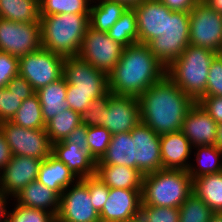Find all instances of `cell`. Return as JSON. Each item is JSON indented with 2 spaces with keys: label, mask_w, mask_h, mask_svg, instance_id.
<instances>
[{
  "label": "cell",
  "mask_w": 222,
  "mask_h": 222,
  "mask_svg": "<svg viewBox=\"0 0 222 222\" xmlns=\"http://www.w3.org/2000/svg\"><path fill=\"white\" fill-rule=\"evenodd\" d=\"M93 99H91V94H82V93H67L66 94V103L69 105V108L78 112H84Z\"/></svg>",
  "instance_id": "46"
},
{
  "label": "cell",
  "mask_w": 222,
  "mask_h": 222,
  "mask_svg": "<svg viewBox=\"0 0 222 222\" xmlns=\"http://www.w3.org/2000/svg\"><path fill=\"white\" fill-rule=\"evenodd\" d=\"M19 75V58L12 54L0 51V88Z\"/></svg>",
  "instance_id": "43"
},
{
  "label": "cell",
  "mask_w": 222,
  "mask_h": 222,
  "mask_svg": "<svg viewBox=\"0 0 222 222\" xmlns=\"http://www.w3.org/2000/svg\"><path fill=\"white\" fill-rule=\"evenodd\" d=\"M112 139L109 130L102 126L87 127V144L90 156L97 162L106 153Z\"/></svg>",
  "instance_id": "36"
},
{
  "label": "cell",
  "mask_w": 222,
  "mask_h": 222,
  "mask_svg": "<svg viewBox=\"0 0 222 222\" xmlns=\"http://www.w3.org/2000/svg\"><path fill=\"white\" fill-rule=\"evenodd\" d=\"M218 53L189 44L167 68L166 75L195 102L206 96L209 68Z\"/></svg>",
  "instance_id": "4"
},
{
  "label": "cell",
  "mask_w": 222,
  "mask_h": 222,
  "mask_svg": "<svg viewBox=\"0 0 222 222\" xmlns=\"http://www.w3.org/2000/svg\"><path fill=\"white\" fill-rule=\"evenodd\" d=\"M62 143H72L76 146H88L87 144V126L80 124L74 128Z\"/></svg>",
  "instance_id": "47"
},
{
  "label": "cell",
  "mask_w": 222,
  "mask_h": 222,
  "mask_svg": "<svg viewBox=\"0 0 222 222\" xmlns=\"http://www.w3.org/2000/svg\"><path fill=\"white\" fill-rule=\"evenodd\" d=\"M14 203L28 208L45 210L55 217L59 213L60 196L38 181L30 182L13 197Z\"/></svg>",
  "instance_id": "22"
},
{
  "label": "cell",
  "mask_w": 222,
  "mask_h": 222,
  "mask_svg": "<svg viewBox=\"0 0 222 222\" xmlns=\"http://www.w3.org/2000/svg\"><path fill=\"white\" fill-rule=\"evenodd\" d=\"M218 124L196 102L186 113L181 131L192 147L216 145Z\"/></svg>",
  "instance_id": "19"
},
{
  "label": "cell",
  "mask_w": 222,
  "mask_h": 222,
  "mask_svg": "<svg viewBox=\"0 0 222 222\" xmlns=\"http://www.w3.org/2000/svg\"><path fill=\"white\" fill-rule=\"evenodd\" d=\"M51 154L62 161L78 179L95 175L96 161L89 154L88 146L56 142Z\"/></svg>",
  "instance_id": "21"
},
{
  "label": "cell",
  "mask_w": 222,
  "mask_h": 222,
  "mask_svg": "<svg viewBox=\"0 0 222 222\" xmlns=\"http://www.w3.org/2000/svg\"><path fill=\"white\" fill-rule=\"evenodd\" d=\"M141 122L138 98L112 95L104 110L103 124L111 134L130 132Z\"/></svg>",
  "instance_id": "15"
},
{
  "label": "cell",
  "mask_w": 222,
  "mask_h": 222,
  "mask_svg": "<svg viewBox=\"0 0 222 222\" xmlns=\"http://www.w3.org/2000/svg\"><path fill=\"white\" fill-rule=\"evenodd\" d=\"M209 222H222V212H213Z\"/></svg>",
  "instance_id": "54"
},
{
  "label": "cell",
  "mask_w": 222,
  "mask_h": 222,
  "mask_svg": "<svg viewBox=\"0 0 222 222\" xmlns=\"http://www.w3.org/2000/svg\"><path fill=\"white\" fill-rule=\"evenodd\" d=\"M0 129L12 155L44 160L51 154L52 144L45 129L23 128L10 121L0 123Z\"/></svg>",
  "instance_id": "11"
},
{
  "label": "cell",
  "mask_w": 222,
  "mask_h": 222,
  "mask_svg": "<svg viewBox=\"0 0 222 222\" xmlns=\"http://www.w3.org/2000/svg\"><path fill=\"white\" fill-rule=\"evenodd\" d=\"M123 48L107 32L97 31L89 26L77 56L108 75L120 60Z\"/></svg>",
  "instance_id": "10"
},
{
  "label": "cell",
  "mask_w": 222,
  "mask_h": 222,
  "mask_svg": "<svg viewBox=\"0 0 222 222\" xmlns=\"http://www.w3.org/2000/svg\"><path fill=\"white\" fill-rule=\"evenodd\" d=\"M67 82L64 77L36 91L45 124L57 114L69 108L66 103Z\"/></svg>",
  "instance_id": "25"
},
{
  "label": "cell",
  "mask_w": 222,
  "mask_h": 222,
  "mask_svg": "<svg viewBox=\"0 0 222 222\" xmlns=\"http://www.w3.org/2000/svg\"><path fill=\"white\" fill-rule=\"evenodd\" d=\"M0 18L18 23H40L39 0H0Z\"/></svg>",
  "instance_id": "30"
},
{
  "label": "cell",
  "mask_w": 222,
  "mask_h": 222,
  "mask_svg": "<svg viewBox=\"0 0 222 222\" xmlns=\"http://www.w3.org/2000/svg\"><path fill=\"white\" fill-rule=\"evenodd\" d=\"M42 161L38 158L13 155L0 172V192L13 198L30 182L37 181Z\"/></svg>",
  "instance_id": "16"
},
{
  "label": "cell",
  "mask_w": 222,
  "mask_h": 222,
  "mask_svg": "<svg viewBox=\"0 0 222 222\" xmlns=\"http://www.w3.org/2000/svg\"><path fill=\"white\" fill-rule=\"evenodd\" d=\"M10 122L23 128L45 129L46 124L42 116L41 104L36 93L23 100L20 108Z\"/></svg>",
  "instance_id": "31"
},
{
  "label": "cell",
  "mask_w": 222,
  "mask_h": 222,
  "mask_svg": "<svg viewBox=\"0 0 222 222\" xmlns=\"http://www.w3.org/2000/svg\"><path fill=\"white\" fill-rule=\"evenodd\" d=\"M137 17L138 43L148 44L151 40L164 34L167 17L170 13L159 0H144L134 6Z\"/></svg>",
  "instance_id": "17"
},
{
  "label": "cell",
  "mask_w": 222,
  "mask_h": 222,
  "mask_svg": "<svg viewBox=\"0 0 222 222\" xmlns=\"http://www.w3.org/2000/svg\"><path fill=\"white\" fill-rule=\"evenodd\" d=\"M8 198L12 200L10 196L0 192V222H7L9 210L7 211L6 206L8 205Z\"/></svg>",
  "instance_id": "50"
},
{
  "label": "cell",
  "mask_w": 222,
  "mask_h": 222,
  "mask_svg": "<svg viewBox=\"0 0 222 222\" xmlns=\"http://www.w3.org/2000/svg\"><path fill=\"white\" fill-rule=\"evenodd\" d=\"M114 1H117L125 5L127 8H133L134 6H137L139 3H141L144 0H114Z\"/></svg>",
  "instance_id": "52"
},
{
  "label": "cell",
  "mask_w": 222,
  "mask_h": 222,
  "mask_svg": "<svg viewBox=\"0 0 222 222\" xmlns=\"http://www.w3.org/2000/svg\"><path fill=\"white\" fill-rule=\"evenodd\" d=\"M112 95L113 93L108 91L103 96L92 100L87 109L80 113V124L87 127L101 126L103 124L104 110Z\"/></svg>",
  "instance_id": "38"
},
{
  "label": "cell",
  "mask_w": 222,
  "mask_h": 222,
  "mask_svg": "<svg viewBox=\"0 0 222 222\" xmlns=\"http://www.w3.org/2000/svg\"><path fill=\"white\" fill-rule=\"evenodd\" d=\"M193 149L196 150V152H193L194 158H196L193 161H196L197 164L191 162L187 170L192 180L202 175L222 172V150L216 145L196 146Z\"/></svg>",
  "instance_id": "29"
},
{
  "label": "cell",
  "mask_w": 222,
  "mask_h": 222,
  "mask_svg": "<svg viewBox=\"0 0 222 222\" xmlns=\"http://www.w3.org/2000/svg\"><path fill=\"white\" fill-rule=\"evenodd\" d=\"M23 100L24 95L12 94L6 87L0 88V123L11 121Z\"/></svg>",
  "instance_id": "40"
},
{
  "label": "cell",
  "mask_w": 222,
  "mask_h": 222,
  "mask_svg": "<svg viewBox=\"0 0 222 222\" xmlns=\"http://www.w3.org/2000/svg\"><path fill=\"white\" fill-rule=\"evenodd\" d=\"M203 1H205L216 12L222 14V0H203Z\"/></svg>",
  "instance_id": "51"
},
{
  "label": "cell",
  "mask_w": 222,
  "mask_h": 222,
  "mask_svg": "<svg viewBox=\"0 0 222 222\" xmlns=\"http://www.w3.org/2000/svg\"><path fill=\"white\" fill-rule=\"evenodd\" d=\"M93 0H39V15L90 13Z\"/></svg>",
  "instance_id": "34"
},
{
  "label": "cell",
  "mask_w": 222,
  "mask_h": 222,
  "mask_svg": "<svg viewBox=\"0 0 222 222\" xmlns=\"http://www.w3.org/2000/svg\"><path fill=\"white\" fill-rule=\"evenodd\" d=\"M189 44L210 49L216 53L222 51V14L201 0L189 12Z\"/></svg>",
  "instance_id": "9"
},
{
  "label": "cell",
  "mask_w": 222,
  "mask_h": 222,
  "mask_svg": "<svg viewBox=\"0 0 222 222\" xmlns=\"http://www.w3.org/2000/svg\"><path fill=\"white\" fill-rule=\"evenodd\" d=\"M90 13L40 15L41 47L63 57L77 56Z\"/></svg>",
  "instance_id": "3"
},
{
  "label": "cell",
  "mask_w": 222,
  "mask_h": 222,
  "mask_svg": "<svg viewBox=\"0 0 222 222\" xmlns=\"http://www.w3.org/2000/svg\"><path fill=\"white\" fill-rule=\"evenodd\" d=\"M166 76V68L147 44L124 47L118 63L108 74V87L114 95L138 98Z\"/></svg>",
  "instance_id": "2"
},
{
  "label": "cell",
  "mask_w": 222,
  "mask_h": 222,
  "mask_svg": "<svg viewBox=\"0 0 222 222\" xmlns=\"http://www.w3.org/2000/svg\"><path fill=\"white\" fill-rule=\"evenodd\" d=\"M65 57L44 48L19 58V75L35 91L63 77Z\"/></svg>",
  "instance_id": "8"
},
{
  "label": "cell",
  "mask_w": 222,
  "mask_h": 222,
  "mask_svg": "<svg viewBox=\"0 0 222 222\" xmlns=\"http://www.w3.org/2000/svg\"><path fill=\"white\" fill-rule=\"evenodd\" d=\"M130 134L133 141L134 169H138L143 175L163 169L160 135L143 122L134 127Z\"/></svg>",
  "instance_id": "14"
},
{
  "label": "cell",
  "mask_w": 222,
  "mask_h": 222,
  "mask_svg": "<svg viewBox=\"0 0 222 222\" xmlns=\"http://www.w3.org/2000/svg\"><path fill=\"white\" fill-rule=\"evenodd\" d=\"M193 193V180L184 170L161 169L143 175L142 203L179 208Z\"/></svg>",
  "instance_id": "5"
},
{
  "label": "cell",
  "mask_w": 222,
  "mask_h": 222,
  "mask_svg": "<svg viewBox=\"0 0 222 222\" xmlns=\"http://www.w3.org/2000/svg\"><path fill=\"white\" fill-rule=\"evenodd\" d=\"M171 11L190 12L201 0H159Z\"/></svg>",
  "instance_id": "48"
},
{
  "label": "cell",
  "mask_w": 222,
  "mask_h": 222,
  "mask_svg": "<svg viewBox=\"0 0 222 222\" xmlns=\"http://www.w3.org/2000/svg\"><path fill=\"white\" fill-rule=\"evenodd\" d=\"M108 36L124 47L138 43L137 17L133 8H127L107 32Z\"/></svg>",
  "instance_id": "32"
},
{
  "label": "cell",
  "mask_w": 222,
  "mask_h": 222,
  "mask_svg": "<svg viewBox=\"0 0 222 222\" xmlns=\"http://www.w3.org/2000/svg\"><path fill=\"white\" fill-rule=\"evenodd\" d=\"M90 8V27L97 31L108 32L119 20L127 7L114 0H93Z\"/></svg>",
  "instance_id": "27"
},
{
  "label": "cell",
  "mask_w": 222,
  "mask_h": 222,
  "mask_svg": "<svg viewBox=\"0 0 222 222\" xmlns=\"http://www.w3.org/2000/svg\"><path fill=\"white\" fill-rule=\"evenodd\" d=\"M56 222H101L92 205L88 177L79 179L62 192Z\"/></svg>",
  "instance_id": "13"
},
{
  "label": "cell",
  "mask_w": 222,
  "mask_h": 222,
  "mask_svg": "<svg viewBox=\"0 0 222 222\" xmlns=\"http://www.w3.org/2000/svg\"><path fill=\"white\" fill-rule=\"evenodd\" d=\"M7 222H56V217L45 210L15 204L8 212Z\"/></svg>",
  "instance_id": "37"
},
{
  "label": "cell",
  "mask_w": 222,
  "mask_h": 222,
  "mask_svg": "<svg viewBox=\"0 0 222 222\" xmlns=\"http://www.w3.org/2000/svg\"><path fill=\"white\" fill-rule=\"evenodd\" d=\"M140 119L158 135L181 131L184 118L196 103L166 75L139 97Z\"/></svg>",
  "instance_id": "1"
},
{
  "label": "cell",
  "mask_w": 222,
  "mask_h": 222,
  "mask_svg": "<svg viewBox=\"0 0 222 222\" xmlns=\"http://www.w3.org/2000/svg\"><path fill=\"white\" fill-rule=\"evenodd\" d=\"M216 146L222 150V123L218 124Z\"/></svg>",
  "instance_id": "53"
},
{
  "label": "cell",
  "mask_w": 222,
  "mask_h": 222,
  "mask_svg": "<svg viewBox=\"0 0 222 222\" xmlns=\"http://www.w3.org/2000/svg\"><path fill=\"white\" fill-rule=\"evenodd\" d=\"M197 103L217 124L222 123V97L203 96L197 101Z\"/></svg>",
  "instance_id": "44"
},
{
  "label": "cell",
  "mask_w": 222,
  "mask_h": 222,
  "mask_svg": "<svg viewBox=\"0 0 222 222\" xmlns=\"http://www.w3.org/2000/svg\"><path fill=\"white\" fill-rule=\"evenodd\" d=\"M12 152L9 149V145L3 132L0 129V172L4 169L7 163L12 158Z\"/></svg>",
  "instance_id": "49"
},
{
  "label": "cell",
  "mask_w": 222,
  "mask_h": 222,
  "mask_svg": "<svg viewBox=\"0 0 222 222\" xmlns=\"http://www.w3.org/2000/svg\"><path fill=\"white\" fill-rule=\"evenodd\" d=\"M10 93L24 95V100L36 93L32 85L22 76L13 77L6 85Z\"/></svg>",
  "instance_id": "45"
},
{
  "label": "cell",
  "mask_w": 222,
  "mask_h": 222,
  "mask_svg": "<svg viewBox=\"0 0 222 222\" xmlns=\"http://www.w3.org/2000/svg\"><path fill=\"white\" fill-rule=\"evenodd\" d=\"M123 222H142L141 219L137 216L135 218H132L130 220H126V221H123Z\"/></svg>",
  "instance_id": "55"
},
{
  "label": "cell",
  "mask_w": 222,
  "mask_h": 222,
  "mask_svg": "<svg viewBox=\"0 0 222 222\" xmlns=\"http://www.w3.org/2000/svg\"><path fill=\"white\" fill-rule=\"evenodd\" d=\"M40 48V23H18L0 18L1 52L20 58Z\"/></svg>",
  "instance_id": "12"
},
{
  "label": "cell",
  "mask_w": 222,
  "mask_h": 222,
  "mask_svg": "<svg viewBox=\"0 0 222 222\" xmlns=\"http://www.w3.org/2000/svg\"><path fill=\"white\" fill-rule=\"evenodd\" d=\"M95 176L108 188L142 189L143 174L128 166L96 165Z\"/></svg>",
  "instance_id": "24"
},
{
  "label": "cell",
  "mask_w": 222,
  "mask_h": 222,
  "mask_svg": "<svg viewBox=\"0 0 222 222\" xmlns=\"http://www.w3.org/2000/svg\"><path fill=\"white\" fill-rule=\"evenodd\" d=\"M96 165H123L134 168V150L130 132L112 134L106 153Z\"/></svg>",
  "instance_id": "26"
},
{
  "label": "cell",
  "mask_w": 222,
  "mask_h": 222,
  "mask_svg": "<svg viewBox=\"0 0 222 222\" xmlns=\"http://www.w3.org/2000/svg\"><path fill=\"white\" fill-rule=\"evenodd\" d=\"M142 189L110 188L108 199L99 213L101 222H123L138 216Z\"/></svg>",
  "instance_id": "18"
},
{
  "label": "cell",
  "mask_w": 222,
  "mask_h": 222,
  "mask_svg": "<svg viewBox=\"0 0 222 222\" xmlns=\"http://www.w3.org/2000/svg\"><path fill=\"white\" fill-rule=\"evenodd\" d=\"M80 125V114L68 108L57 114L45 125L51 144L65 140Z\"/></svg>",
  "instance_id": "33"
},
{
  "label": "cell",
  "mask_w": 222,
  "mask_h": 222,
  "mask_svg": "<svg viewBox=\"0 0 222 222\" xmlns=\"http://www.w3.org/2000/svg\"><path fill=\"white\" fill-rule=\"evenodd\" d=\"M138 217L142 222H179V208L141 204Z\"/></svg>",
  "instance_id": "39"
},
{
  "label": "cell",
  "mask_w": 222,
  "mask_h": 222,
  "mask_svg": "<svg viewBox=\"0 0 222 222\" xmlns=\"http://www.w3.org/2000/svg\"><path fill=\"white\" fill-rule=\"evenodd\" d=\"M213 211L192 193L179 207V222H209Z\"/></svg>",
  "instance_id": "35"
},
{
  "label": "cell",
  "mask_w": 222,
  "mask_h": 222,
  "mask_svg": "<svg viewBox=\"0 0 222 222\" xmlns=\"http://www.w3.org/2000/svg\"><path fill=\"white\" fill-rule=\"evenodd\" d=\"M189 12L170 11L166 31L147 45L153 55L167 68L189 45Z\"/></svg>",
  "instance_id": "6"
},
{
  "label": "cell",
  "mask_w": 222,
  "mask_h": 222,
  "mask_svg": "<svg viewBox=\"0 0 222 222\" xmlns=\"http://www.w3.org/2000/svg\"><path fill=\"white\" fill-rule=\"evenodd\" d=\"M63 77L68 85L67 93L91 94L95 100L109 91L108 75L78 56L65 57Z\"/></svg>",
  "instance_id": "7"
},
{
  "label": "cell",
  "mask_w": 222,
  "mask_h": 222,
  "mask_svg": "<svg viewBox=\"0 0 222 222\" xmlns=\"http://www.w3.org/2000/svg\"><path fill=\"white\" fill-rule=\"evenodd\" d=\"M88 189L92 205L97 213H100L108 199L110 188H108L98 177H88Z\"/></svg>",
  "instance_id": "42"
},
{
  "label": "cell",
  "mask_w": 222,
  "mask_h": 222,
  "mask_svg": "<svg viewBox=\"0 0 222 222\" xmlns=\"http://www.w3.org/2000/svg\"><path fill=\"white\" fill-rule=\"evenodd\" d=\"M206 96L222 97V55L217 54L210 65Z\"/></svg>",
  "instance_id": "41"
},
{
  "label": "cell",
  "mask_w": 222,
  "mask_h": 222,
  "mask_svg": "<svg viewBox=\"0 0 222 222\" xmlns=\"http://www.w3.org/2000/svg\"><path fill=\"white\" fill-rule=\"evenodd\" d=\"M79 179L60 160L50 154L40 165L37 181L55 191L59 196Z\"/></svg>",
  "instance_id": "23"
},
{
  "label": "cell",
  "mask_w": 222,
  "mask_h": 222,
  "mask_svg": "<svg viewBox=\"0 0 222 222\" xmlns=\"http://www.w3.org/2000/svg\"><path fill=\"white\" fill-rule=\"evenodd\" d=\"M160 149L163 169L188 170L193 147L182 131L160 135Z\"/></svg>",
  "instance_id": "20"
},
{
  "label": "cell",
  "mask_w": 222,
  "mask_h": 222,
  "mask_svg": "<svg viewBox=\"0 0 222 222\" xmlns=\"http://www.w3.org/2000/svg\"><path fill=\"white\" fill-rule=\"evenodd\" d=\"M193 193L213 212H222V172L193 179Z\"/></svg>",
  "instance_id": "28"
}]
</instances>
